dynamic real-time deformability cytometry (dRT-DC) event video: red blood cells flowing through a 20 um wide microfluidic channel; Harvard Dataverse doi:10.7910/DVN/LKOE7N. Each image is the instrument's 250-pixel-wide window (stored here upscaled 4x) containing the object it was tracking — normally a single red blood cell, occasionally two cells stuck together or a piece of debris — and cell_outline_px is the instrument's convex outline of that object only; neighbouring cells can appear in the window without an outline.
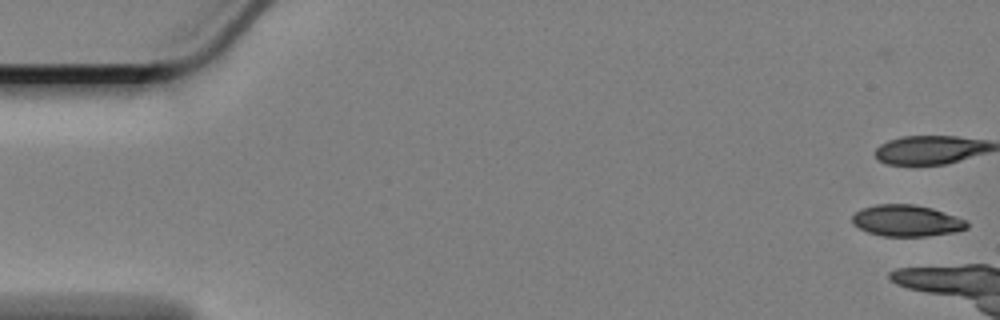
{"species": "Egyptian fruit bat (a non-hibernating species)", "species_latin": "Rousettus aegyptiacus", "temperature_condition": "cold", "stored_images_in_passage": 5, "camera_frame_rate_fps": 3000, "um_per_image_px": 0.085, "animal": {"sex": "female"}, "frame": {"image": 1, "passage_image": 5, "time_ms": 1.333, "image_size_px": [1000, 320], "cell_outline_px": [[968, 228], [956, 232], [928, 236], [884, 236], [868, 232], [852, 224], [852, 216], [860, 208], [876, 204], [912, 204], [932, 208], [968, 220]], "centroid_in_image_um": [77.07, 18.75], "position_along_channel_um": 7.9, "area_um2": 21.15}}